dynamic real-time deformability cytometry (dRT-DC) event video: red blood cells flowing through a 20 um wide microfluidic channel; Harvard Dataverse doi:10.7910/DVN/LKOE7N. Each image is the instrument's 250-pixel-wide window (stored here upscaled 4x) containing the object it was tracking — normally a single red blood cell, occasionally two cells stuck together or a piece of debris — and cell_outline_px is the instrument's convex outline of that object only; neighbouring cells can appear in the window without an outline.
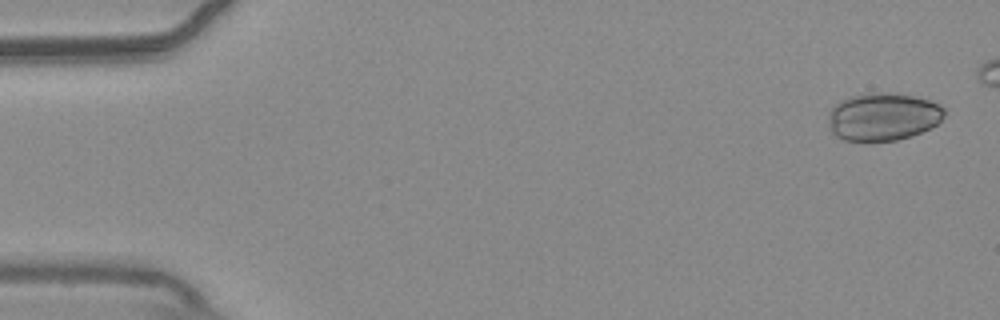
{"species": "common noctule bat (a hibernating species)", "species_latin": "Nyctalus noctula", "temperature_condition": "warm", "stored_images_in_passage": 48, "camera_frame_rate_fps": 3000, "um_per_image_px": 0.085, "animal": {"sex": "male", "body_mass_g": 20.4}, "frame": {"image": 1, "passage_image": 2, "time_ms": 0.333, "image_size_px": [1000, 320], "cell_outline_px": [[944, 116], [936, 124], [920, 132], [896, 140], [844, 140], [836, 136], [832, 132], [828, 120], [828, 112], [840, 100], [852, 96], [880, 92], [884, 92], [912, 96], [928, 100], [940, 104], [944, 108]], "centroid_in_image_um": [75.03, 9.91], "position_along_channel_um": 10.0, "area_um2": 31.79}}
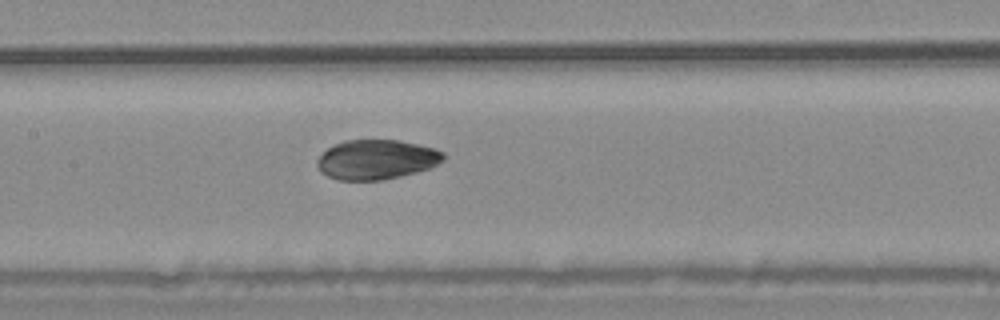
{"frame": {"image": 2, "passage_image": 26, "time_ms": 8.333, "image_size_px": [1000, 320], "cell_outline_px": [[444, 160], [428, 168], [416, 172], [384, 180], [340, 180], [328, 176], [320, 172], [316, 164], [316, 160], [328, 148], [344, 140], [400, 140], [432, 148], [444, 152]], "centroid_in_image_um": [31.97, 13.56], "position_along_channel_um": 175.4, "area_um2": 29.02}}
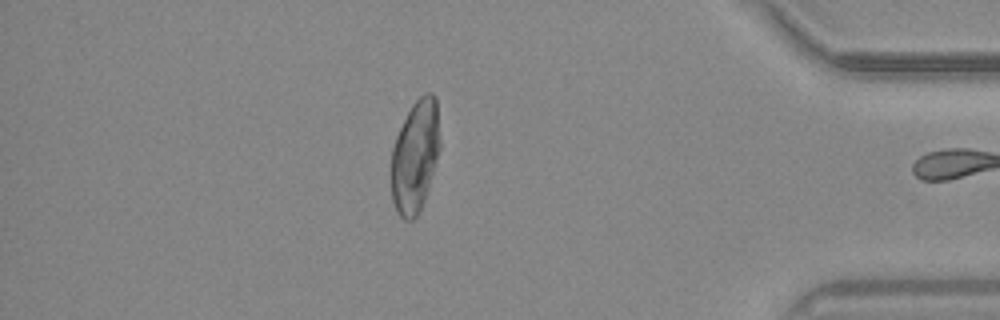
{"frame": {"image": 3, "passage_image": 47, "time_ms": 15.333, "image_size_px": [1000, 320], "cell_outline_px": [[440, 148], [428, 188], [424, 200], [416, 216], [412, 220], [404, 220], [396, 212], [392, 200], [392, 148], [396, 136], [412, 104], [424, 92], [432, 92], [436, 96], [440, 140]], "centroid_in_image_um": [35.29, 13.26], "position_along_channel_um": 399.9, "area_um2": 31.73}}